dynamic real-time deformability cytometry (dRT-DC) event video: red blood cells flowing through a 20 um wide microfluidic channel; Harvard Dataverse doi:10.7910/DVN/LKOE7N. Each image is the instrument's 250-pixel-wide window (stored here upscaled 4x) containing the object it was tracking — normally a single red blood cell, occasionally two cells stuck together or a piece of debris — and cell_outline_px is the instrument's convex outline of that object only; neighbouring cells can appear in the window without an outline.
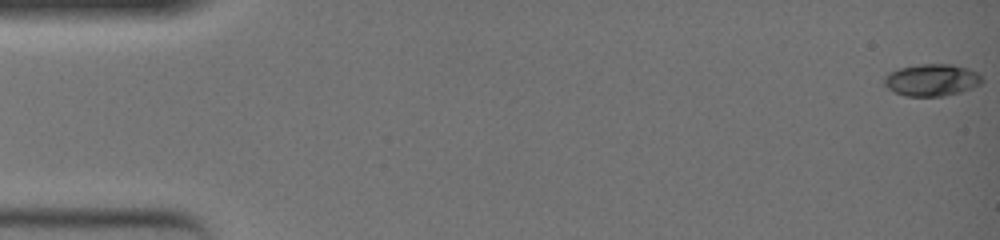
{"species": "common noctule bat (a hibernating species)", "species_latin": "Nyctalus noctula", "temperature_condition": "warm", "stored_images_in_passage": 51, "camera_frame_rate_fps": 3000, "um_per_image_px": 0.085, "animal": {"sex": "female", "body_mass_g": 19.0, "forearm_length_mm": 51.5}, "frame": {"image": 1, "passage_image": 1, "time_ms": 0.0, "image_size_px": [1000, 240], "cell_outline_px": [[984, 80], [980, 84], [972, 88], [960, 92], [944, 96], [904, 96], [888, 88], [884, 84], [884, 76], [888, 72], [900, 68], [920, 64], [952, 64], [968, 68], [976, 72]], "centroid_in_image_um": [79.19, 6.8], "position_along_channel_um": 5.8, "area_um2": 18.26}}
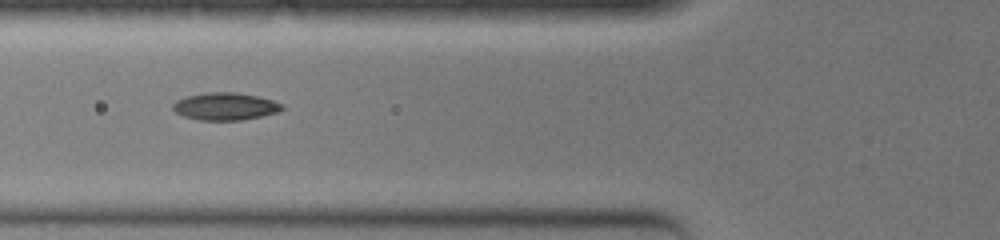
{"frame": {"image": 2, "passage_image": 21, "time_ms": 6.667, "image_size_px": [1000, 240], "cell_outline_px": [[284, 108], [280, 112], [240, 120], [200, 120], [184, 116], [176, 112], [172, 108], [172, 104], [176, 100], [184, 96], [204, 92], [236, 92], [256, 96], [272, 100], [284, 104]], "centroid_in_image_um": [19.13, 9.03], "position_along_channel_um": 106.7, "area_um2": 17.57}}
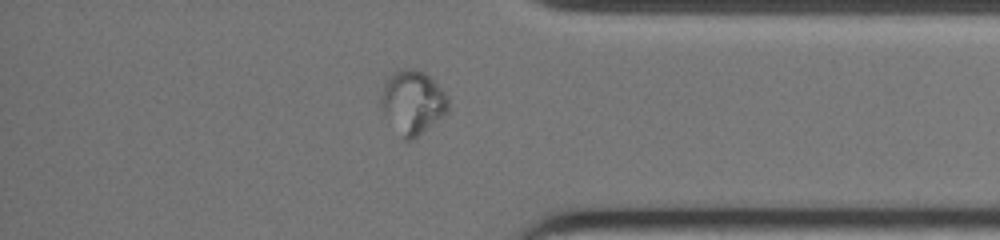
{"frame": {"image": 3, "passage_image": 44, "time_ms": 14.333, "image_size_px": [1000, 240], "cell_outline_px": [[448, 108], [444, 112], [416, 136], [408, 140], [404, 136], [384, 112], [380, 100], [384, 88], [388, 80], [396, 72], [420, 72], [428, 76], [432, 80], [448, 100]], "centroid_in_image_um": [35.07, 8.69], "position_along_channel_um": 400.1, "area_um2": 22.25}}